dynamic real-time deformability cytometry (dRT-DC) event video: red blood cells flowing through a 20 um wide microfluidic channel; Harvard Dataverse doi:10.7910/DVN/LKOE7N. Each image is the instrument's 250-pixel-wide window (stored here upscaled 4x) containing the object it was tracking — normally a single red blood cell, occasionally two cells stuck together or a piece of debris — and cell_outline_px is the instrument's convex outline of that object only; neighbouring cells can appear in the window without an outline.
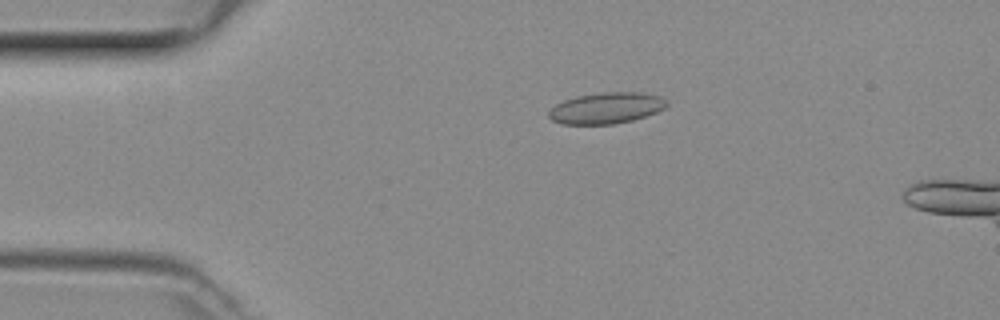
{"species": "common noctule bat (a hibernating species)", "species_latin": "Nyctalus noctula", "temperature_condition": "room temperature", "stored_images_in_passage": 13, "camera_frame_rate_fps": 3000, "um_per_image_px": 0.085, "animal": {"sex": "female", "body_mass_g": 29.2, "forearm_length_mm": 56.3}, "frame": {"image": 1, "passage_image": 8, "time_ms": 2.333, "image_size_px": [1000, 320], "cell_outline_px": [[668, 104], [664, 108], [656, 112], [632, 120], [612, 124], [560, 124], [552, 120], [548, 116], [548, 112], [556, 104], [564, 100], [580, 96], [604, 92], [640, 92], [660, 96], [668, 100]], "centroid_in_image_um": [51.54, 9.18], "position_along_channel_um": 33.5, "area_um2": 21.27}}